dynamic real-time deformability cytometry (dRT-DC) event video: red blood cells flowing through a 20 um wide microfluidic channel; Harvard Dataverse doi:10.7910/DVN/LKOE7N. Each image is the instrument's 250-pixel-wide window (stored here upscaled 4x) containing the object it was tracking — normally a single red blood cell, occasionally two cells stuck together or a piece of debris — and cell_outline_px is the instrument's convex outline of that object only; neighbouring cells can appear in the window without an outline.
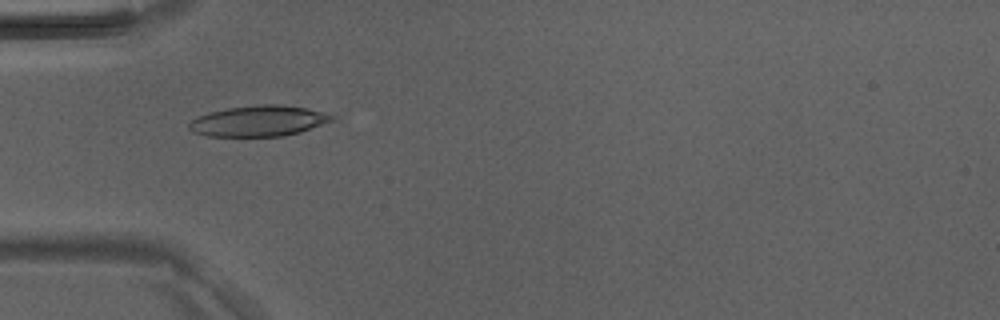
{"species": "Egyptian fruit bat (a non-hibernating species)", "species_latin": "Rousettus aegyptiacus", "temperature_condition": "room temperature", "stored_images_in_passage": 31, "camera_frame_rate_fps": 3000, "um_per_image_px": 0.085, "animal": {"sex": "male"}, "frame": {"image": 1, "passage_image": 14, "time_ms": 4.333, "image_size_px": [1000, 320], "cell_outline_px": [[336, 116], [332, 120], [300, 132], [280, 136], [208, 136], [192, 132], [188, 128], [188, 124], [196, 116], [208, 112], [228, 108], [264, 104], [280, 104], [304, 108], [324, 112]], "centroid_in_image_um": [21.93, 10.28], "position_along_channel_um": 63.1, "area_um2": 25.43}}